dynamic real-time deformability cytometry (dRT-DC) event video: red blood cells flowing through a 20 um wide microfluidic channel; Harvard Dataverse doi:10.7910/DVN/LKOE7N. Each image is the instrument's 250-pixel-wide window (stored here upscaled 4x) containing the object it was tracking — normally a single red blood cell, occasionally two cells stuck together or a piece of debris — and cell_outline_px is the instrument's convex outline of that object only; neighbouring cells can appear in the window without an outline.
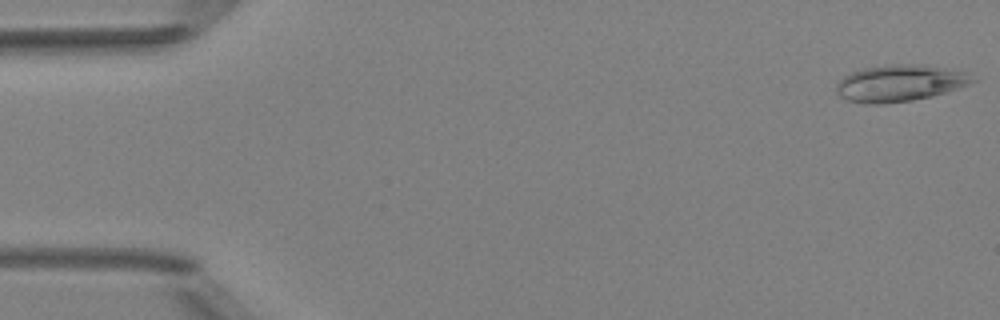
{"species": "Egyptian fruit bat (a non-hibernating species)", "species_latin": "Rousettus aegyptiacus", "temperature_condition": "room temperature", "stored_images_in_passage": 7, "camera_frame_rate_fps": 3000, "um_per_image_px": 0.085, "animal": {"sex": "female"}, "frame": {"image": 1, "passage_image": 1, "time_ms": 0.0, "image_size_px": [1000, 320], "cell_outline_px": [[980, 80], [932, 96], [912, 100], [880, 104], [864, 104], [848, 100], [840, 96], [836, 92], [836, 84], [844, 76], [860, 68], [888, 64], [924, 64], [968, 72]], "centroid_in_image_um": [76.49, 7.05], "position_along_channel_um": 8.5, "area_um2": 29.3}}
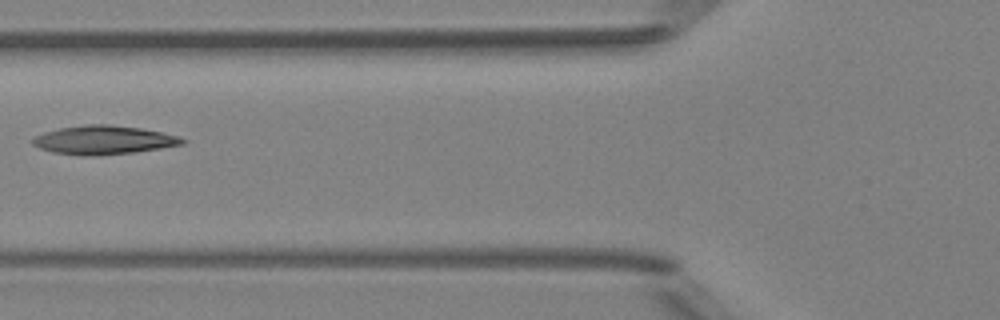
{"frame": {"image": 2, "passage_image": 6, "time_ms": 6.0, "image_size_px": [1000, 320], "cell_outline_px": [[188, 140], [184, 144], [160, 148], [132, 152], [100, 156], [80, 156], [52, 152], [40, 148], [32, 144], [32, 136], [44, 132], [60, 128], [88, 124], [108, 124], [140, 128], [160, 132], [176, 136]], "centroid_in_image_um": [8.76, 11.91], "position_along_channel_um": 117.0, "area_um2": 25.09}}
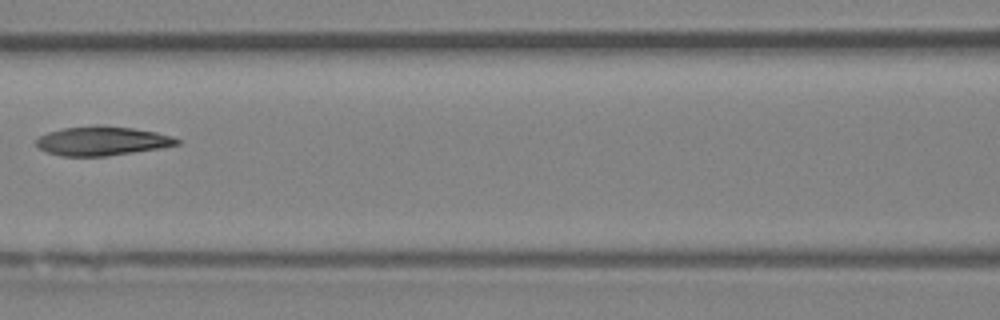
{"frame": {"image": 3, "passage_image": 7, "time_ms": 7.0, "image_size_px": [1000, 320], "cell_outline_px": [[180, 144], [160, 148], [104, 156], [60, 156], [48, 152], [40, 148], [36, 144], [36, 140], [40, 136], [48, 132], [64, 128], [96, 124], [100, 124], [132, 128], [156, 132], [172, 136], [180, 140]], "centroid_in_image_um": [8.68, 11.96], "position_along_channel_um": 157.9, "area_um2": 23.81}}